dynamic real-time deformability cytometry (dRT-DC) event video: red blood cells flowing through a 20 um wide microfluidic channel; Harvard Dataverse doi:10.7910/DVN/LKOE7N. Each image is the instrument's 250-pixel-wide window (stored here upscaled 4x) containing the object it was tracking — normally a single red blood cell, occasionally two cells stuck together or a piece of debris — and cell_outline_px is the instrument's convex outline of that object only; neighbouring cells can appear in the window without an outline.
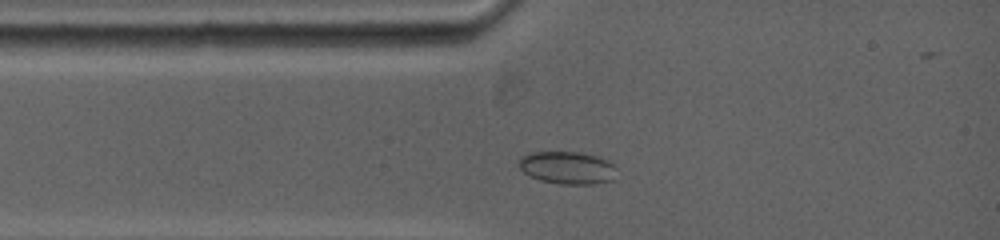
{"species": "common noctule bat (a hibernating species)", "species_latin": "Nyctalus noctula", "temperature_condition": "warm", "stored_images_in_passage": 49, "camera_frame_rate_fps": 5000, "um_per_image_px": 0.085, "animal": {"sex": "female", "body_mass_g": 19.0, "forearm_length_mm": 53.3}, "frame": {"image": 1, "passage_image": 4, "time_ms": 1.2, "image_size_px": [1000, 240], "cell_outline_px": [[616, 168], [612, 180], [596, 184], [560, 184], [540, 180], [528, 176], [520, 168], [520, 156], [528, 152], [580, 152], [600, 156], [608, 160]], "centroid_in_image_um": [48.22, 14.25], "position_along_channel_um": 36.8, "area_um2": 18.73}}
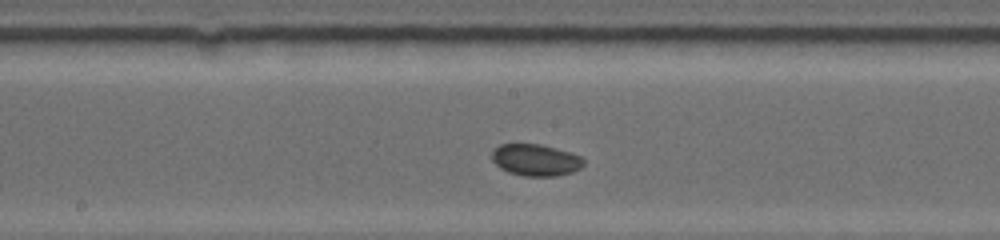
{"frame": {"image": 2, "passage_image": 23, "time_ms": 5.6, "image_size_px": [1000, 240], "cell_outline_px": [[584, 164], [580, 168], [572, 172], [556, 176], [524, 176], [508, 172], [500, 168], [492, 160], [492, 148], [500, 144], [540, 144], [572, 152], [580, 156], [584, 160]], "centroid_in_image_um": [45.52, 13.59], "position_along_channel_um": 202.7, "area_um2": 17.11}}
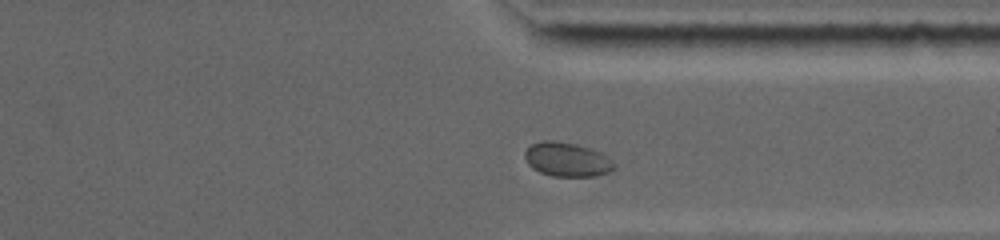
{"frame": {"image": 3, "passage_image": 42, "time_ms": 9.8, "image_size_px": [1000, 240], "cell_outline_px": [[616, 168], [608, 172], [596, 176], [552, 176], [540, 172], [532, 168], [528, 164], [524, 156], [524, 152], [532, 144], [544, 140], [556, 140], [576, 144], [600, 152], [608, 156], [616, 164]], "centroid_in_image_um": [48.21, 13.56], "position_along_channel_um": 363.2, "area_um2": 17.86}}